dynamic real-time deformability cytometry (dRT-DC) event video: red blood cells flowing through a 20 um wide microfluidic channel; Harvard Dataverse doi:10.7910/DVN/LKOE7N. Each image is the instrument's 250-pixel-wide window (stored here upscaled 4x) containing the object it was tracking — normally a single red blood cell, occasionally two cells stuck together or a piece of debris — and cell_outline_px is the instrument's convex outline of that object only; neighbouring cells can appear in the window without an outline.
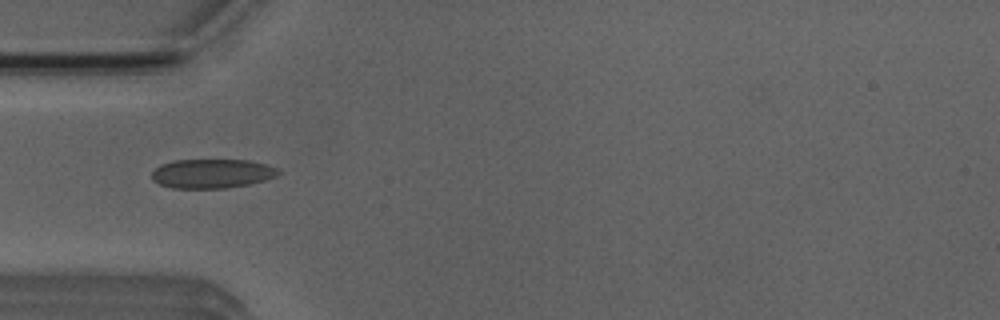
{"species": "Egyptian fruit bat (a non-hibernating species)", "species_latin": "Rousettus aegyptiacus", "temperature_condition": "room temperature", "stored_images_in_passage": 2, "camera_frame_rate_fps": 3000, "um_per_image_px": 0.085, "animal": {"sex": "male"}, "frame": {"image": 1, "passage_image": 1, "time_ms": 0.0, "image_size_px": [1000, 320], "cell_outline_px": [[280, 172], [276, 176], [252, 184], [228, 188], [172, 188], [160, 184], [152, 180], [152, 172], [160, 164], [172, 160], [248, 160], [268, 164], [276, 168]], "centroid_in_image_um": [18.02, 14.75], "position_along_channel_um": 67.0, "area_um2": 21.68}}